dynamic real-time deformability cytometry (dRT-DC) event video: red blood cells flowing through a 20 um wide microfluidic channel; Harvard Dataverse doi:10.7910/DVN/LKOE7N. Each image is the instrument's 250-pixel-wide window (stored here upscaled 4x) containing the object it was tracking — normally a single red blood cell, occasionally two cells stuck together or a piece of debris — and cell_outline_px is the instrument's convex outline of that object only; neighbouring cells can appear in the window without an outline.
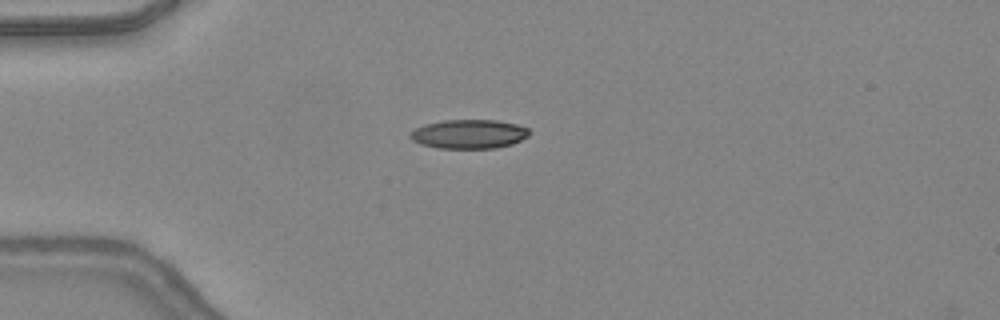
{"species": "common noctule bat (a hibernating species)", "species_latin": "Nyctalus noctula", "temperature_condition": "warm", "stored_images_in_passage": 5, "camera_frame_rate_fps": 3000, "um_per_image_px": 0.085, "animal": {"sex": "female", "body_mass_g": 24.6, "forearm_length_mm": 56.2}, "frame": {"image": 1, "passage_image": 2, "time_ms": 0.333, "image_size_px": [1000, 320], "cell_outline_px": [[532, 132], [528, 136], [512, 144], [496, 148], [440, 148], [420, 144], [412, 140], [408, 136], [416, 128], [424, 124], [444, 120], [496, 120], [516, 124], [528, 128]], "centroid_in_image_um": [39.87, 11.39], "position_along_channel_um": 45.1, "area_um2": 20.17}}